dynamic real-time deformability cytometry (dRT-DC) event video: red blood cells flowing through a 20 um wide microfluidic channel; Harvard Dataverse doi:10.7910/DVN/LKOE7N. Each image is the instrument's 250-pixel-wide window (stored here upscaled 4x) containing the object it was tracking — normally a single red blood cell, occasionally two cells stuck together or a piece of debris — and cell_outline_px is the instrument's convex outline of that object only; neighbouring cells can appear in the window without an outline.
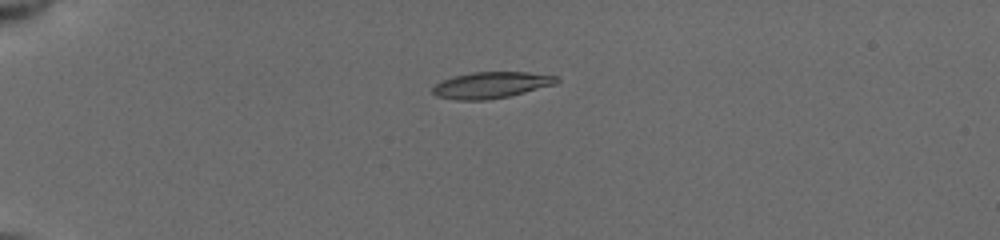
{"species": "common noctule bat (a hibernating species)", "species_latin": "Nyctalus noctula", "temperature_condition": "cold", "stored_images_in_passage": 15, "camera_frame_rate_fps": 3000, "um_per_image_px": 0.085, "animal": {"sex": "female", "body_mass_g": 19.5, "forearm_length_mm": 54.1}, "frame": {"image": 1, "passage_image": 1, "time_ms": 0.0, "image_size_px": [1000, 240], "cell_outline_px": [[560, 80], [556, 84], [508, 96], [484, 100], [456, 100], [436, 96], [432, 92], [432, 88], [436, 84], [444, 80], [456, 76], [472, 72], [528, 72], [556, 76]], "centroid_in_image_um": [41.75, 7.23], "position_along_channel_um": 43.2, "area_um2": 18.79}}
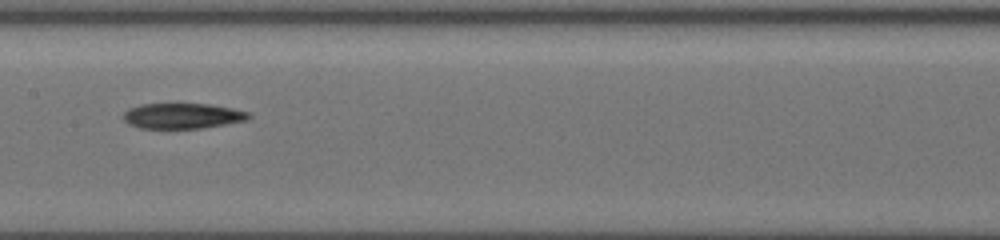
{"frame": {"image": 2, "passage_image": 7, "time_ms": 5.0, "image_size_px": [1000, 240], "cell_outline_px": [[252, 116], [248, 120], [200, 128], [140, 128], [128, 124], [124, 120], [124, 112], [128, 108], [140, 104], [208, 104], [232, 108], [248, 112]], "centroid_in_image_um": [15.5, 9.85], "position_along_channel_um": 191.9, "area_um2": 18.5}}
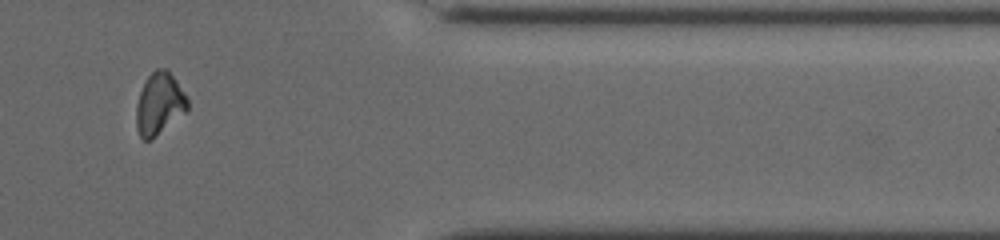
{"frame": {"image": 3, "passage_image": 13, "time_ms": 10.667, "image_size_px": [1000, 240], "cell_outline_px": [[188, 108], [184, 112], [152, 140], [144, 140], [140, 136], [136, 128], [136, 104], [144, 80], [156, 68], [168, 68], [188, 100]], "centroid_in_image_um": [13.51, 8.81], "position_along_channel_um": 397.9, "area_um2": 18.44}}